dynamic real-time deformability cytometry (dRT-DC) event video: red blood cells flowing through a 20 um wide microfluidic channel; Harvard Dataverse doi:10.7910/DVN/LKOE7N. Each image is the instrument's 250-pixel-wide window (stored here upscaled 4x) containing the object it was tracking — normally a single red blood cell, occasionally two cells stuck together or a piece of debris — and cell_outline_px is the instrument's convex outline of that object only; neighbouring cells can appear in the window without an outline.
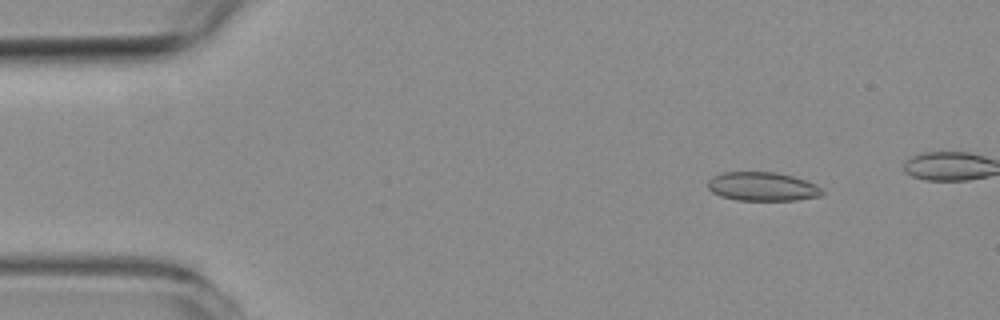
{"species": "common noctule bat (a hibernating species)", "species_latin": "Nyctalus noctula", "temperature_condition": "room temperature", "stored_images_in_passage": 48, "camera_frame_rate_fps": 3000, "um_per_image_px": 0.085, "animal": {"sex": "female", "body_mass_g": 19.3, "forearm_length_mm": 54.1}, "frame": {"image": 1, "passage_image": 7, "time_ms": 2.0, "image_size_px": [1000, 320], "cell_outline_px": [[824, 192], [820, 196], [796, 200], [736, 200], [720, 196], [712, 192], [708, 188], [708, 180], [712, 176], [720, 172], [776, 172], [792, 176], [816, 184]], "centroid_in_image_um": [64.77, 15.85], "position_along_channel_um": 20.2, "area_um2": 19.25}}
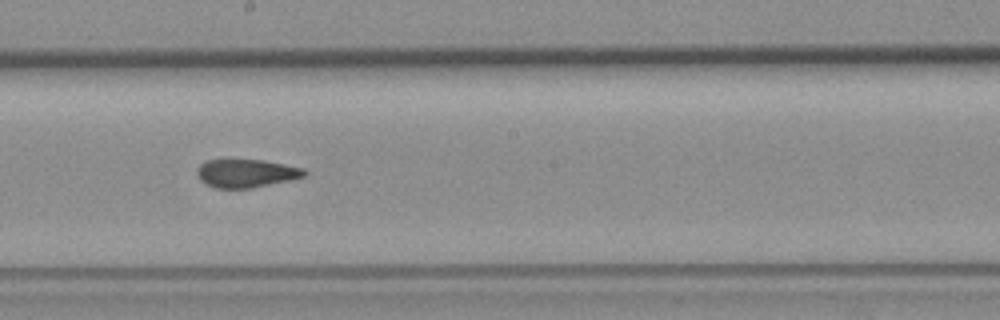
{"frame": {"image": 2, "passage_image": 30, "time_ms": 9.667, "image_size_px": [1000, 320], "cell_outline_px": [[308, 172], [304, 176], [292, 180], [252, 188], [216, 188], [200, 180], [196, 172], [196, 168], [200, 164], [208, 160], [228, 156], [264, 160], [304, 168]], "centroid_in_image_um": [20.9, 14.68], "position_along_channel_um": 227.3, "area_um2": 18.5}}
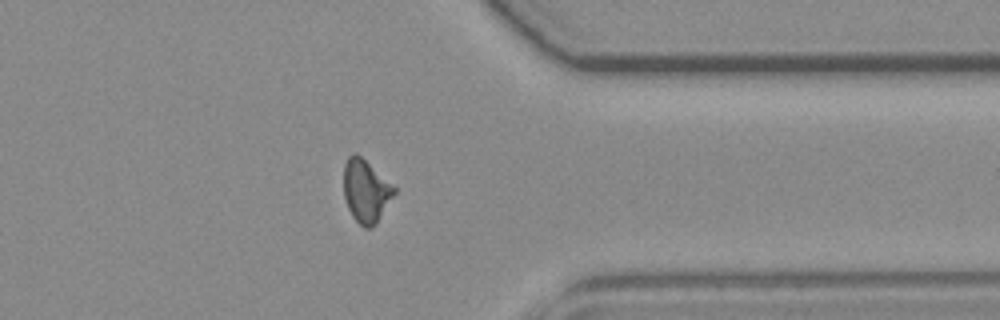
{"frame": {"image": 3, "passage_image": 43, "time_ms": 14.0, "image_size_px": [1000, 320], "cell_outline_px": [[396, 192], [376, 224], [372, 228], [364, 228], [352, 216], [348, 208], [344, 196], [344, 164], [348, 156], [352, 152], [356, 152], [396, 188]], "centroid_in_image_um": [31.09, 16.23], "position_along_channel_um": 380.3, "area_um2": 18.38}, "authors_computed_cell_mechanics": {"area_um2": 18.6405, "velocity_mm_per_s": 3.7738, "shape_relaxation_time_tau1_ms": 7.3434, "shape_relaxation_time_tau2_ms": 1.2325, "deformation_change_tau1": 0.1768, "deformation_change_tau2": 0.0934}}